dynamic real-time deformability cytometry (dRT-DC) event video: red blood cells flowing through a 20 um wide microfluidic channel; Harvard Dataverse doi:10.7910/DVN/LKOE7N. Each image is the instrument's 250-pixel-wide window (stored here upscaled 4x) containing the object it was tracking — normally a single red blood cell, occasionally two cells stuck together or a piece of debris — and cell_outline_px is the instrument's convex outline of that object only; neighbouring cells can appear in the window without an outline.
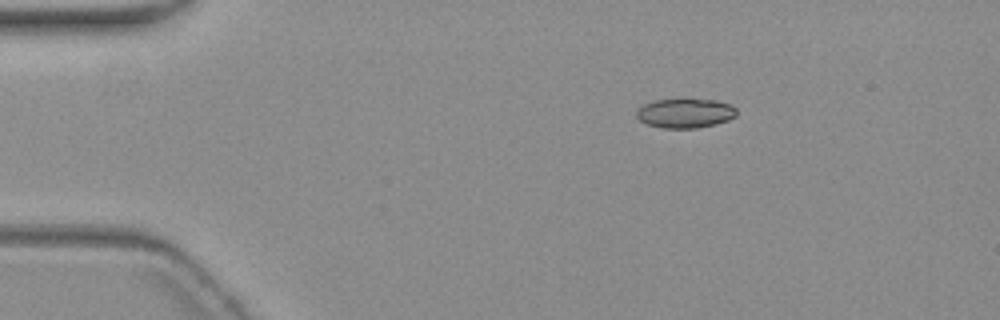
{"species": "common noctule bat (a hibernating species)", "species_latin": "Nyctalus noctula", "temperature_condition": "warm", "stored_images_in_passage": 3, "camera_frame_rate_fps": 3000, "um_per_image_px": 0.085, "animal": {"sex": "female", "body_mass_g": 19.3, "forearm_length_mm": 54.1}, "frame": {"image": 1, "passage_image": 1, "time_ms": 0.0, "image_size_px": [1000, 320], "cell_outline_px": [[736, 116], [728, 120], [716, 124], [696, 128], [664, 128], [648, 124], [640, 120], [636, 116], [636, 108], [644, 104], [656, 100], [716, 100], [732, 104], [736, 108]], "centroid_in_image_um": [58.25, 9.63], "position_along_channel_um": 26.7, "area_um2": 17.05}}